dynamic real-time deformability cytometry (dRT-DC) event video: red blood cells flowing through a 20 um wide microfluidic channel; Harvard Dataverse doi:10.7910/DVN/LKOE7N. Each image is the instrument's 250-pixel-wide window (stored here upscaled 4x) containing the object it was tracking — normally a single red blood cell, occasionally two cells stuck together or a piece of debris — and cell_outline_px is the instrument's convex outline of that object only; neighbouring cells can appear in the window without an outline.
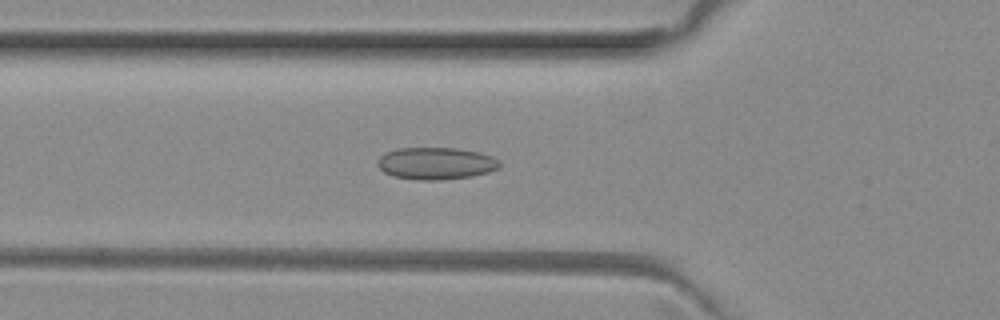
{"species": "common noctule bat (a hibernating species)", "species_latin": "Nyctalus noctula", "temperature_condition": "room temperature", "stored_images_in_passage": 50, "camera_frame_rate_fps": 3000, "um_per_image_px": 0.085, "animal": {"sex": "female", "body_mass_g": 29.2, "forearm_length_mm": 56.3}, "frame": {"image": 1, "passage_image": 17, "time_ms": 5.333, "image_size_px": [1000, 320], "cell_outline_px": [[500, 168], [488, 172], [472, 176], [440, 180], [416, 180], [392, 176], [384, 172], [376, 164], [376, 160], [380, 156], [396, 148], [456, 148], [480, 152], [492, 156], [500, 160]], "centroid_in_image_um": [37.06, 13.89], "position_along_channel_um": 88.7, "area_um2": 23.06}}
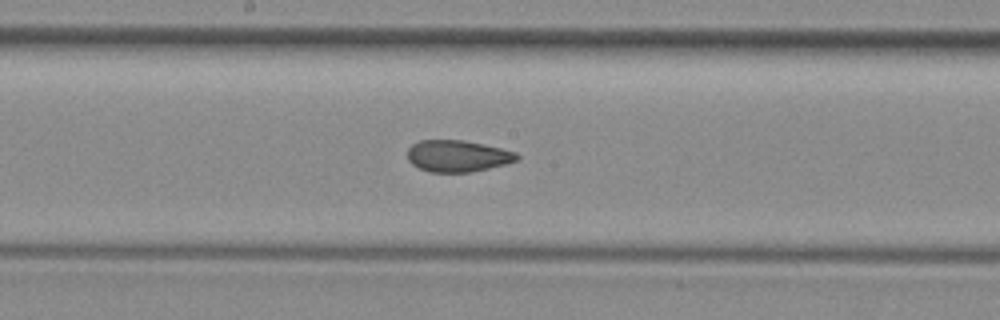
{"frame": {"image": 2, "passage_image": 26, "time_ms": 8.333, "image_size_px": [1000, 320], "cell_outline_px": [[520, 156], [516, 160], [504, 164], [488, 168], [468, 172], [428, 172], [412, 164], [408, 160], [408, 148], [412, 144], [420, 140], [464, 140], [500, 148], [516, 152]], "centroid_in_image_um": [38.86, 13.25], "position_along_channel_um": 209.3, "area_um2": 20.0}}
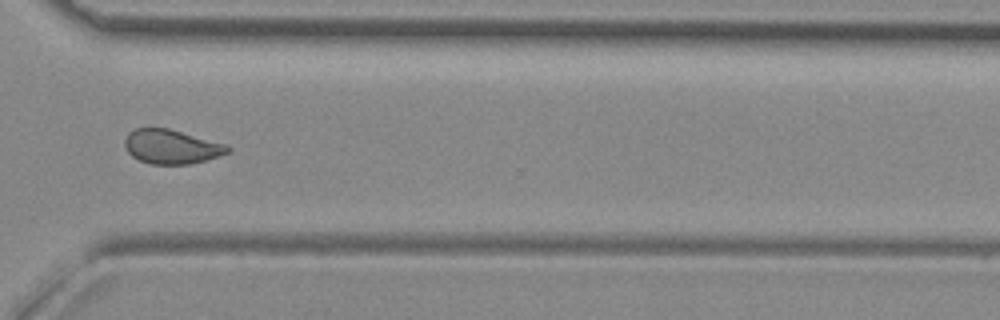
{"frame": {"image": 3, "passage_image": 37, "time_ms": 12.0, "image_size_px": [1000, 320], "cell_outline_px": [[232, 148], [228, 152], [220, 156], [188, 164], [152, 164], [140, 160], [132, 156], [128, 152], [124, 144], [124, 140], [128, 132], [136, 128], [168, 128], [228, 144]], "centroid_in_image_um": [14.59, 12.46], "position_along_channel_um": 356.0, "area_um2": 20.58}, "authors_computed_cell_mechanics": {"area_um2": 21.386, "velocity_mm_per_s": 4.0072, "shape_relaxation_time_tau1_ms": null, "shape_relaxation_time_tau2_ms": 1.8115, "deformation_change_tau1": null, "deformation_change_tau2": 0.0671}}